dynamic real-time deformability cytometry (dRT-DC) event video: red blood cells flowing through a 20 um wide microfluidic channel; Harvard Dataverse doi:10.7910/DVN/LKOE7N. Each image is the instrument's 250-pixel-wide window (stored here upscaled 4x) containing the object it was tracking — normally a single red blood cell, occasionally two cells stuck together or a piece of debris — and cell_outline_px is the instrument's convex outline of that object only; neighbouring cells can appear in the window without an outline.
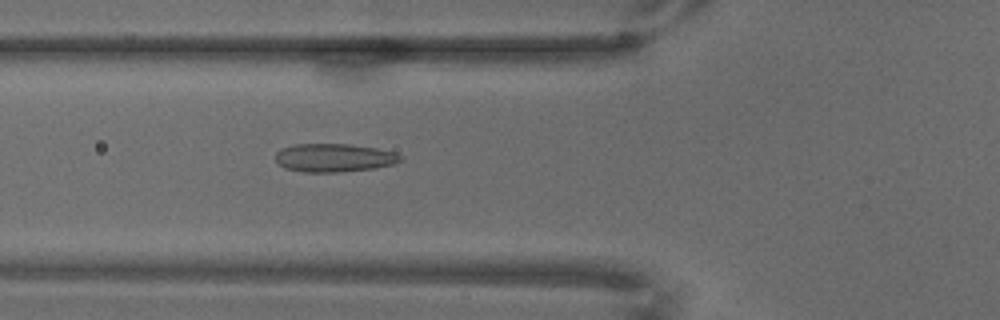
{"species": "common noctule bat (a hibernating species)", "species_latin": "Nyctalus noctula", "temperature_condition": "warm", "stored_images_in_passage": 70, "camera_frame_rate_fps": 3000, "um_per_image_px": 0.085, "animal": {"sex": "male", "body_mass_g": 18.8}, "frame": {"image": 1, "passage_image": 26, "time_ms": 8.333, "image_size_px": [1000, 320], "cell_outline_px": [[404, 160], [396, 164], [376, 168], [336, 172], [304, 172], [284, 168], [276, 160], [276, 152], [280, 148], [296, 144], [348, 144], [376, 148], [396, 152], [404, 156]], "centroid_in_image_um": [28.45, 13.41], "position_along_channel_um": 97.3, "area_um2": 20.87}}
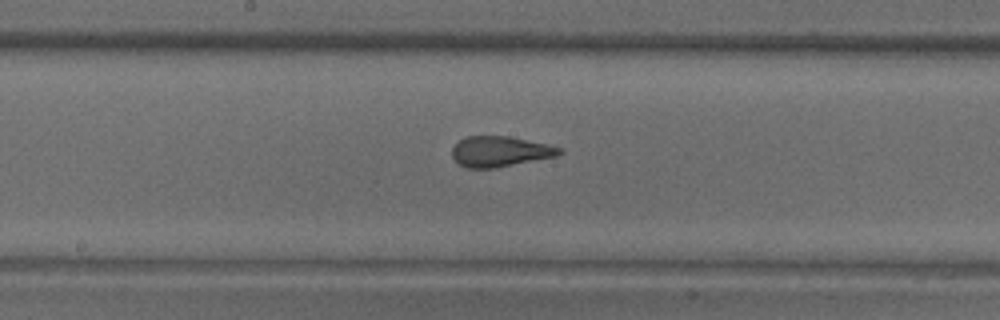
{"frame": {"image": 2, "passage_image": 37, "time_ms": 12.0, "image_size_px": [1000, 320], "cell_outline_px": [[564, 152], [556, 156], [496, 168], [464, 168], [452, 156], [452, 148], [464, 136], [508, 136], [548, 144], [564, 148]], "centroid_in_image_um": [42.52, 12.87], "position_along_channel_um": 205.7, "area_um2": 19.13}}
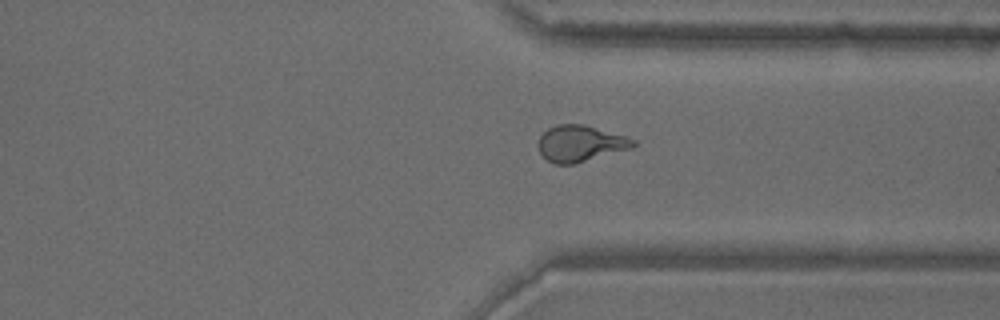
{"frame": {"image": 3, "passage_image": 53, "time_ms": 17.333, "image_size_px": [1000, 320], "cell_outline_px": [[636, 144], [632, 148], [572, 164], [556, 164], [548, 160], [540, 152], [536, 144], [540, 136], [548, 128], [556, 124], [584, 124], [624, 136], [636, 140]], "centroid_in_image_um": [49.3, 12.18], "position_along_channel_um": 362.1, "area_um2": 19.88}}